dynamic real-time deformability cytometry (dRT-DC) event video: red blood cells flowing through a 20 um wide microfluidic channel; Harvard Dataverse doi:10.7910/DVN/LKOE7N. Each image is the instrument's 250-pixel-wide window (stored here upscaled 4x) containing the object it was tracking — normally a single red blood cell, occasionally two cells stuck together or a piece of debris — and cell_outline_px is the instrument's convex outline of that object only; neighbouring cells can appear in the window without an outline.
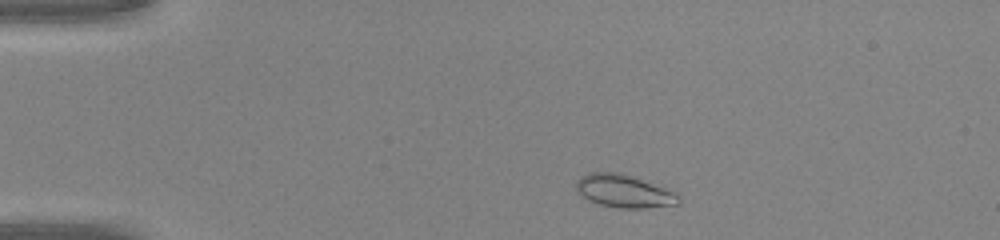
{"species": "common noctule bat (a hibernating species)", "species_latin": "Nyctalus noctula", "temperature_condition": "warm", "stored_images_in_passage": 40, "camera_frame_rate_fps": 3000, "um_per_image_px": 0.085, "animal": {"sex": "male", "body_mass_g": 20.0, "forearm_length_mm": 53.3}, "frame": {"image": 1, "passage_image": 3, "time_ms": 0.667, "image_size_px": [1000, 240], "cell_outline_px": [[680, 204], [648, 208], [616, 208], [600, 204], [588, 200], [576, 192], [576, 180], [580, 176], [588, 172], [616, 172], [640, 180], [672, 192], [680, 200]], "centroid_in_image_um": [52.93, 16.27], "position_along_channel_um": 32.1, "area_um2": 19.19}}
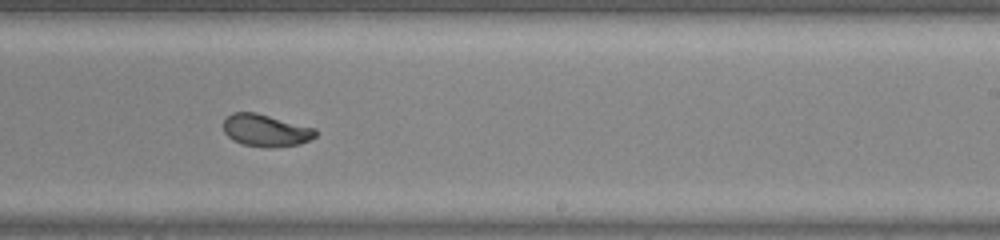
{"frame": {"image": 2, "passage_image": 23, "time_ms": 7.333, "image_size_px": [1000, 240], "cell_outline_px": [[316, 136], [300, 144], [244, 144], [232, 140], [224, 132], [224, 120], [232, 112], [256, 112], [316, 128]], "centroid_in_image_um": [22.57, 11.01], "position_along_channel_um": 266.4, "area_um2": 16.47}}
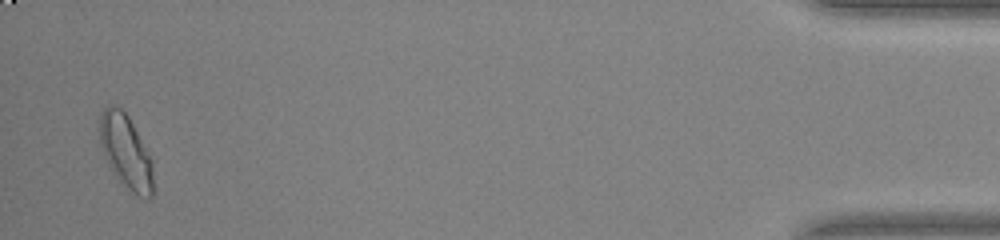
{"frame": {"image": 3, "passage_image": 39, "time_ms": 12.667, "image_size_px": [1000, 240], "cell_outline_px": [[152, 196], [148, 200], [136, 196], [120, 180], [108, 164], [104, 156], [100, 144], [100, 112], [108, 104], [116, 104], [128, 116], [148, 152], [152, 160]], "centroid_in_image_um": [10.69, 12.87], "position_along_channel_um": 424.5, "area_um2": 22.83}}